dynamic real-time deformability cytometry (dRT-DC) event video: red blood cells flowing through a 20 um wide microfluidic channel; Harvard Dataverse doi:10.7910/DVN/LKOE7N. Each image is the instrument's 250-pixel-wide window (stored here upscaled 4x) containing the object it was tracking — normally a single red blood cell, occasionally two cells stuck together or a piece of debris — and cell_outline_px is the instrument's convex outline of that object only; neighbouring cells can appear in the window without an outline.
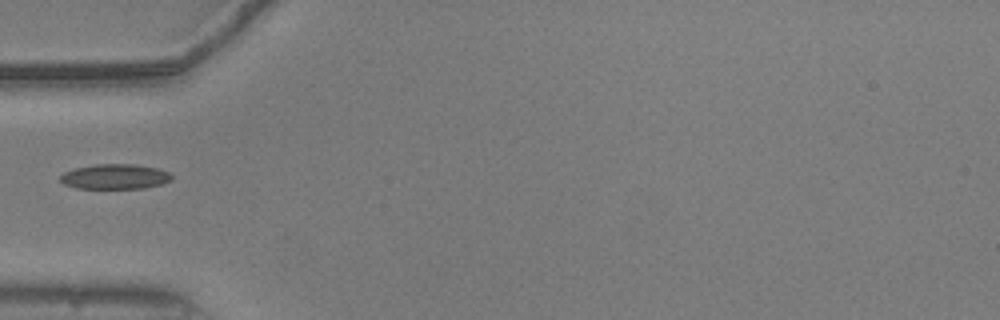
{"species": "common noctule bat (a hibernating species)", "species_latin": "Nyctalus noctula", "temperature_condition": "warm", "stored_images_in_passage": 7, "camera_frame_rate_fps": 3000, "um_per_image_px": 0.085, "animal": {"sex": "male", "body_mass_g": 20.5, "forearm_length_mm": 52.5}, "frame": {"image": 1, "passage_image": 1, "time_ms": 0.0, "image_size_px": [1000, 320], "cell_outline_px": [[172, 180], [160, 184], [144, 188], [76, 188], [64, 184], [60, 180], [60, 176], [64, 172], [72, 168], [96, 164], [132, 164], [156, 168], [168, 172], [172, 176]], "centroid_in_image_um": [9.74, 15.01], "position_along_channel_um": 75.3, "area_um2": 16.18}}